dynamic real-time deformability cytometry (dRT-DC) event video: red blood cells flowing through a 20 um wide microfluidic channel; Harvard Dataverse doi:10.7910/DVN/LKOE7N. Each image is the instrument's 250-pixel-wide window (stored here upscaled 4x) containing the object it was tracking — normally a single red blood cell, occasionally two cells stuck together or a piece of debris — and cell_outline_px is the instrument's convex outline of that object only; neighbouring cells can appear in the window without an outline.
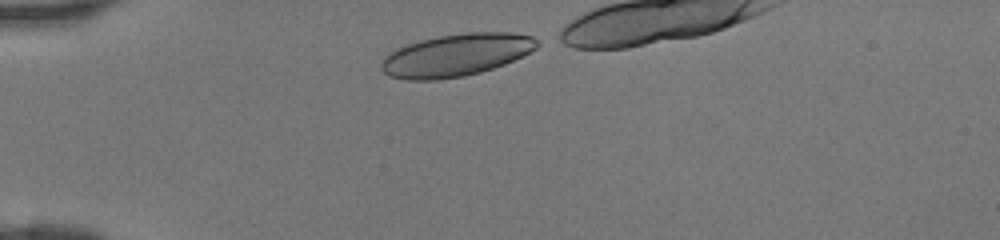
{"species": "human", "species_latin": "Homo sapiens", "temperature_condition": "room temperature", "stored_images_in_passage": 13, "camera_frame_rate_fps": 3000, "um_per_image_px": 0.085, "donor": {"sex": "female"}, "frame": {"image": 1, "passage_image": 1, "time_ms": 0.0, "image_size_px": [1000, 240], "cell_outline_px": [[540, 44], [536, 48], [504, 64], [480, 72], [464, 76], [436, 80], [408, 80], [388, 76], [380, 68], [380, 64], [384, 56], [396, 48], [420, 40], [440, 36], [468, 32], [512, 32], [532, 36], [540, 40]], "centroid_in_image_um": [38.75, 4.68], "position_along_channel_um": 46.3, "area_um2": 38.49}}
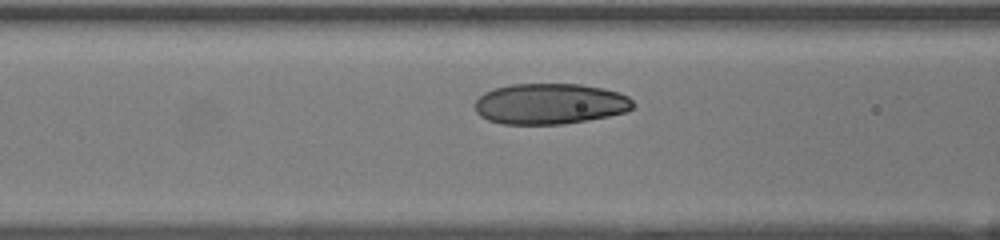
{"frame": {"image": 2, "passage_image": 8, "time_ms": 2.333, "image_size_px": [1000, 240], "cell_outline_px": [[636, 104], [632, 108], [624, 112], [608, 116], [588, 120], [564, 124], [504, 124], [488, 120], [480, 116], [476, 112], [476, 100], [484, 92], [496, 88], [512, 84], [580, 84], [604, 88], [620, 92], [628, 96]], "centroid_in_image_um": [46.77, 8.82], "position_along_channel_um": 119.8, "area_um2": 37.69}}
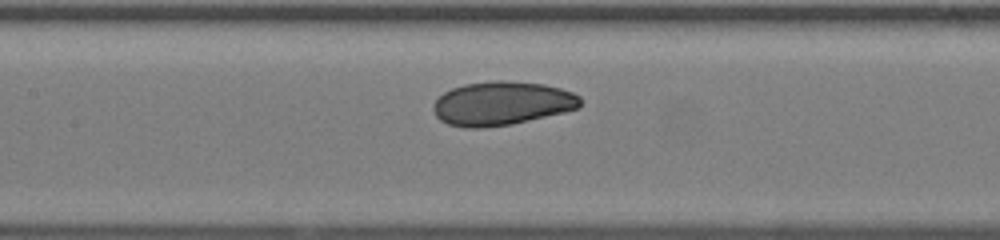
{"frame": {"image": 3, "passage_image": 11, "time_ms": 3.333, "image_size_px": [1000, 240], "cell_outline_px": [[580, 104], [576, 108], [564, 112], [512, 124], [484, 128], [464, 128], [448, 124], [440, 120], [436, 116], [432, 108], [432, 104], [444, 92], [452, 88], [464, 84], [496, 80], [500, 80], [544, 84], [560, 88], [572, 92], [580, 96]], "centroid_in_image_um": [42.62, 8.79], "position_along_channel_um": 164.8, "area_um2": 37.51}}